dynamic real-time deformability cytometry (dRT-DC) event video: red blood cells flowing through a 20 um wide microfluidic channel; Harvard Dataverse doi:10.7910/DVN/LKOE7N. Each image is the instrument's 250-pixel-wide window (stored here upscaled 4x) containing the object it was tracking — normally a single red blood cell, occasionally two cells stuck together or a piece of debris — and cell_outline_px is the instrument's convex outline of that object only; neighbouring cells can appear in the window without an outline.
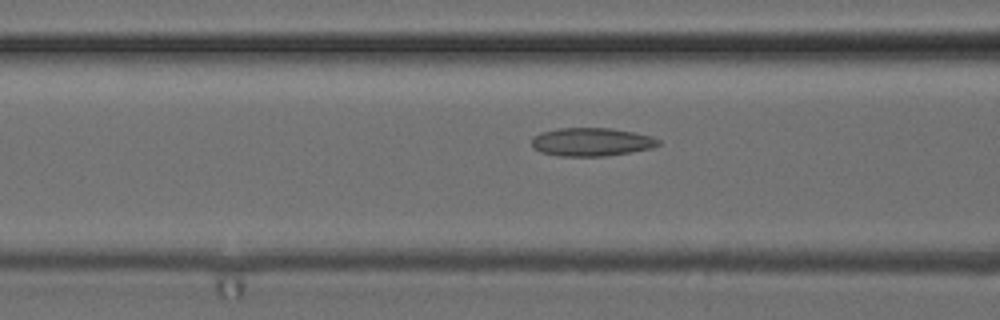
{"species": "common noctule bat (a hibernating species)", "species_latin": "Nyctalus noctula", "temperature_condition": "cold", "stored_images_in_passage": 21, "camera_frame_rate_fps": 3000, "um_per_image_px": 0.085, "animal": {"sex": "female", "body_mass_g": 24.6, "forearm_length_mm": 56.2}, "frame": {"image": 1, "passage_image": 15, "time_ms": 4.667, "image_size_px": [1000, 320], "cell_outline_px": [[660, 144], [652, 148], [632, 152], [604, 156], [560, 156], [540, 152], [532, 148], [532, 136], [540, 132], [556, 128], [612, 128], [652, 136], [660, 140]], "centroid_in_image_um": [50.25, 12.06], "position_along_channel_um": 116.4, "area_um2": 21.1}}
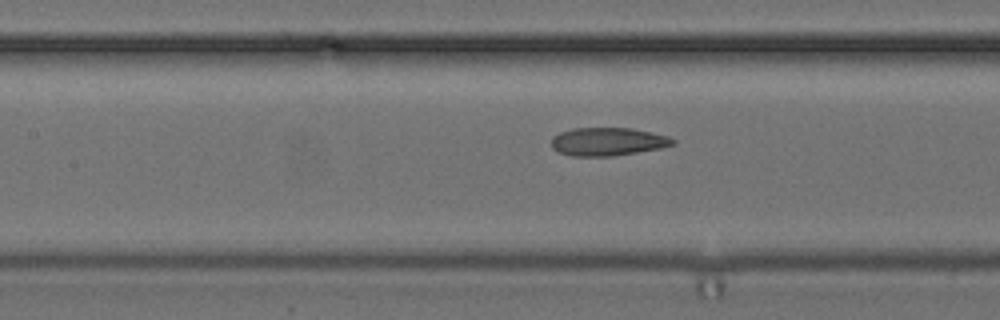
{"frame": {"image": 2, "passage_image": 18, "time_ms": 5.667, "image_size_px": [1000, 320], "cell_outline_px": [[676, 144], [660, 148], [612, 156], [572, 156], [560, 152], [552, 148], [552, 136], [560, 132], [572, 128], [632, 128], [652, 132], [668, 136], [676, 140]], "centroid_in_image_um": [51.67, 12.03], "position_along_channel_um": 155.7, "area_um2": 19.94}}